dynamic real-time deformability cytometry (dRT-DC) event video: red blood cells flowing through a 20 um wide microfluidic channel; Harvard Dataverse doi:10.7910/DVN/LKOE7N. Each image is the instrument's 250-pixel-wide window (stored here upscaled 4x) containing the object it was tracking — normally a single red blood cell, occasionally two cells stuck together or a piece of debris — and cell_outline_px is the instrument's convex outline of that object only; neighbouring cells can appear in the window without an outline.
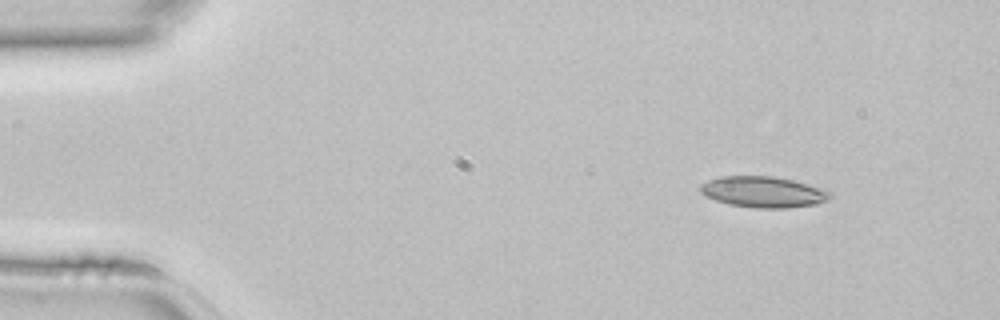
{"species": "common noctule bat (a hibernating species)", "species_latin": "Nyctalus noctula", "temperature_condition": "room temperature", "stored_images_in_passage": 41, "camera_frame_rate_fps": 3000, "um_per_image_px": 0.085, "animal": {"sex": "female", "body_mass_g": 22.7, "forearm_length_mm": 54.2}, "frame": {"image": 1, "passage_image": 2, "time_ms": 0.333, "image_size_px": [1000, 320], "cell_outline_px": [[832, 196], [816, 204], [788, 208], [756, 208], [728, 204], [704, 196], [700, 192], [700, 184], [708, 180], [720, 176], [772, 176], [792, 180], [824, 188], [832, 192]], "centroid_in_image_um": [64.86, 16.31], "position_along_channel_um": 20.1, "area_um2": 23.52}}
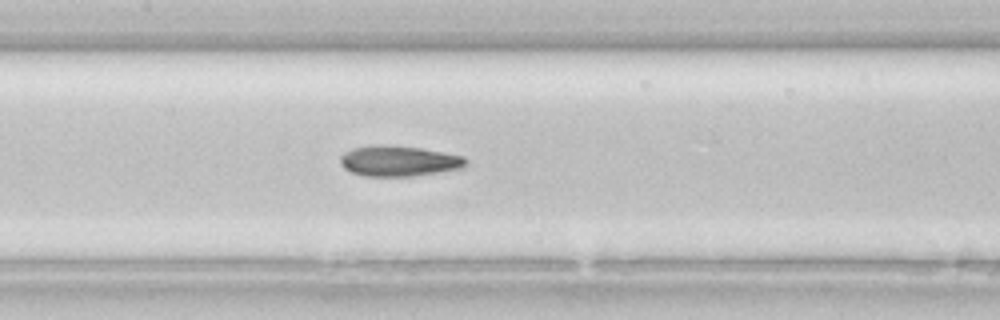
{"frame": {"image": 2, "passage_image": 18, "time_ms": 5.667, "image_size_px": [1000, 320], "cell_outline_px": [[468, 164], [464, 168], [412, 176], [364, 176], [352, 172], [344, 168], [340, 164], [340, 156], [344, 152], [352, 148], [372, 144], [384, 144], [420, 148], [464, 156], [468, 160]], "centroid_in_image_um": [33.89, 13.67], "position_along_channel_um": 173.5, "area_um2": 22.6}}
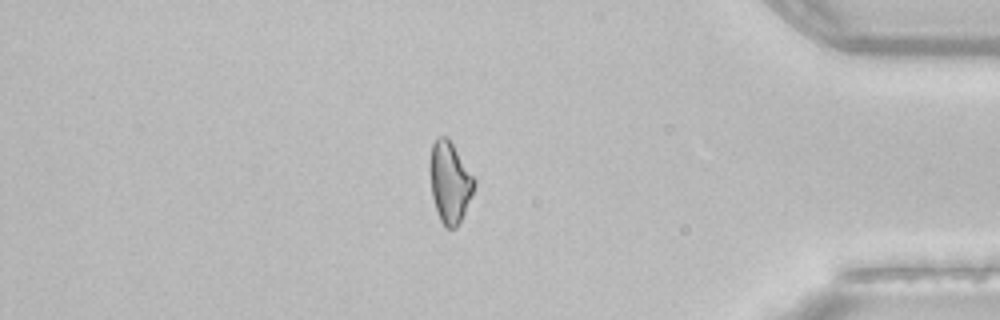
{"frame": {"image": 3, "passage_image": 35, "time_ms": 11.333, "image_size_px": [1000, 320], "cell_outline_px": [[476, 184], [472, 196], [456, 228], [448, 228], [440, 220], [432, 196], [428, 172], [428, 164], [432, 144], [436, 136], [448, 136], [476, 180]], "centroid_in_image_um": [38.21, 15.42], "position_along_channel_um": 397.0, "area_um2": 21.21}}